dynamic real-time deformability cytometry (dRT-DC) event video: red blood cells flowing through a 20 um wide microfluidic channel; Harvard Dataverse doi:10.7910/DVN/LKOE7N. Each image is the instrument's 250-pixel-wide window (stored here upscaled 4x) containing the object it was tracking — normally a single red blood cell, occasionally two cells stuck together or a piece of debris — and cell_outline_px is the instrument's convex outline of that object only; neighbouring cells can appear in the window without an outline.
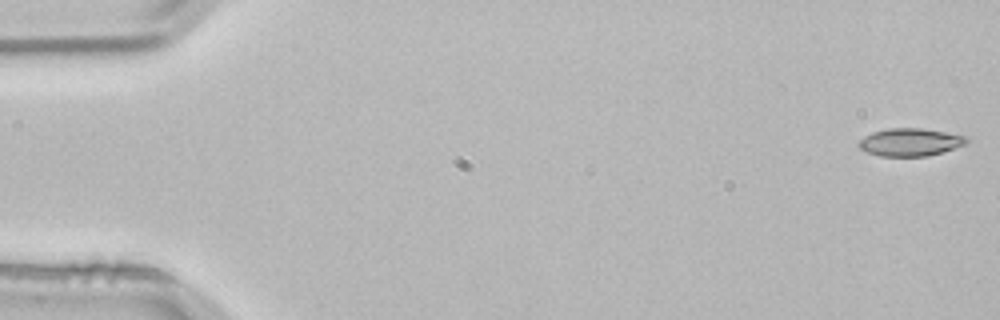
{"species": "common noctule bat (a hibernating species)", "species_latin": "Nyctalus noctula", "temperature_condition": "room temperature", "stored_images_in_passage": 4, "camera_frame_rate_fps": 3000, "um_per_image_px": 0.085, "animal": {"sex": "male", "body_mass_g": 21.5, "forearm_length_mm": 52.0}, "frame": {"image": 1, "passage_image": 1, "time_ms": 0.0, "image_size_px": [1000, 320], "cell_outline_px": [[968, 140], [964, 144], [928, 156], [880, 156], [868, 152], [860, 148], [860, 140], [864, 136], [872, 132], [888, 128], [920, 128], [968, 136]], "centroid_in_image_um": [77.35, 12.07], "position_along_channel_um": 7.7, "area_um2": 17.11}}